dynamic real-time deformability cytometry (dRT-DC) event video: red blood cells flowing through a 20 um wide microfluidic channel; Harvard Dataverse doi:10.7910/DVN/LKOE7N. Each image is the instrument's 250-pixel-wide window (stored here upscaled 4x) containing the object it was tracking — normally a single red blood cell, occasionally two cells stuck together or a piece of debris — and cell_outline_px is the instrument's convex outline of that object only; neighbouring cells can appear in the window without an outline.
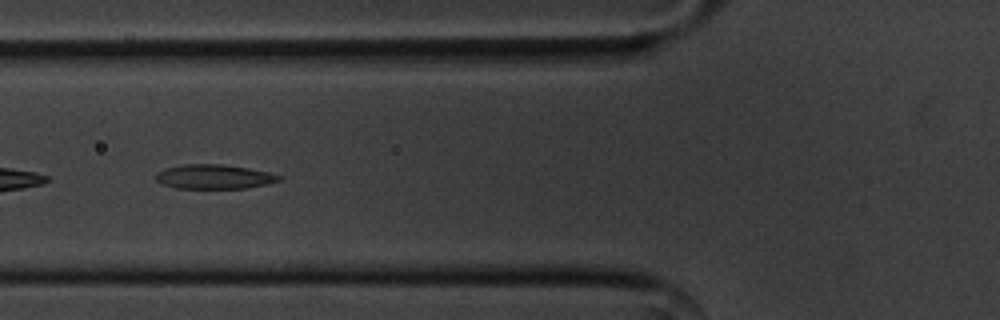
{"species": "common noctule bat (a hibernating species)", "species_latin": "Nyctalus noctula", "temperature_condition": "cold", "stored_images_in_passage": 46, "segment_of_instrument_passage": [1, 2], "camera_frame_rate_fps": 3000, "um_per_image_px": 0.085, "animal": {"sex": "male", "body_mass_g": 20.1, "forearm_length_mm": 53.5}, "frame": {"image": 1, "passage_image": 19, "time_ms": 6.0, "image_size_px": [1000, 320], "cell_outline_px": [[284, 176], [280, 180], [268, 184], [244, 188], [176, 188], [160, 184], [156, 180], [156, 172], [164, 168], [180, 164], [224, 164], [248, 168], [268, 172]], "centroid_in_image_um": [18.17, 15.01], "position_along_channel_um": 107.6, "area_um2": 17.69}}
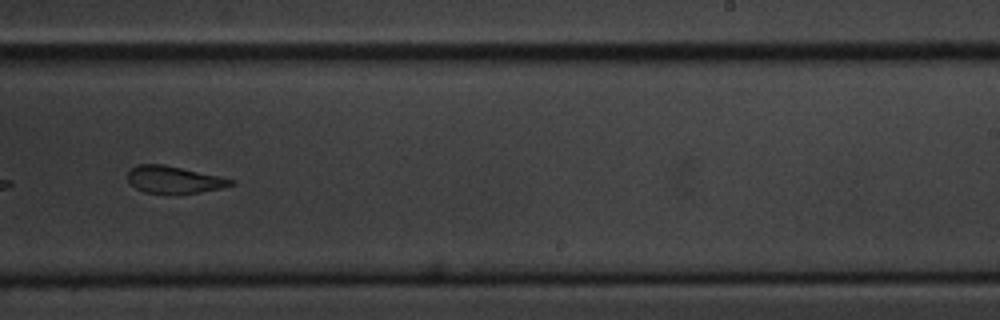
{"frame": {"image": 2, "passage_image": 33, "time_ms": 10.667, "image_size_px": [1000, 320], "cell_outline_px": [[236, 184], [220, 188], [200, 192], [144, 192], [136, 188], [128, 180], [128, 172], [136, 164], [164, 164], [220, 176], [236, 180]], "centroid_in_image_um": [14.82, 15.24], "position_along_channel_um": 274.2, "area_um2": 16.01}}
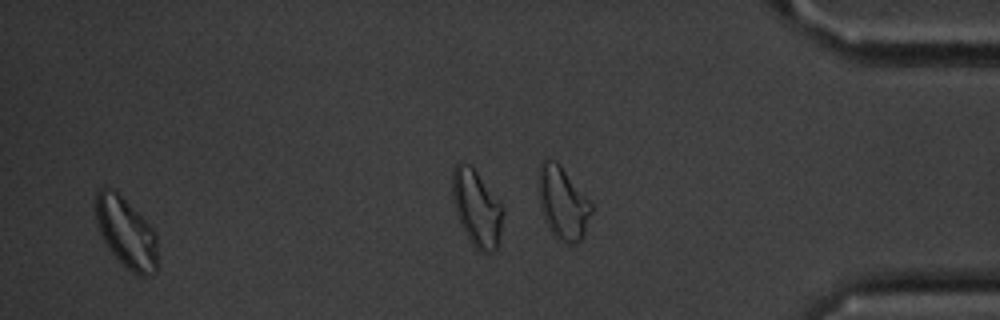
{"frame": {"image": 3, "passage_image": 44, "time_ms": 14.333, "image_size_px": [1000, 320], "cell_outline_px": [[156, 272], [152, 276], [136, 276], [108, 248], [100, 232], [96, 220], [96, 192], [100, 188], [116, 188], [156, 232]], "centroid_in_image_um": [10.73, 19.75], "position_along_channel_um": 424.5, "area_um2": 25.32}}